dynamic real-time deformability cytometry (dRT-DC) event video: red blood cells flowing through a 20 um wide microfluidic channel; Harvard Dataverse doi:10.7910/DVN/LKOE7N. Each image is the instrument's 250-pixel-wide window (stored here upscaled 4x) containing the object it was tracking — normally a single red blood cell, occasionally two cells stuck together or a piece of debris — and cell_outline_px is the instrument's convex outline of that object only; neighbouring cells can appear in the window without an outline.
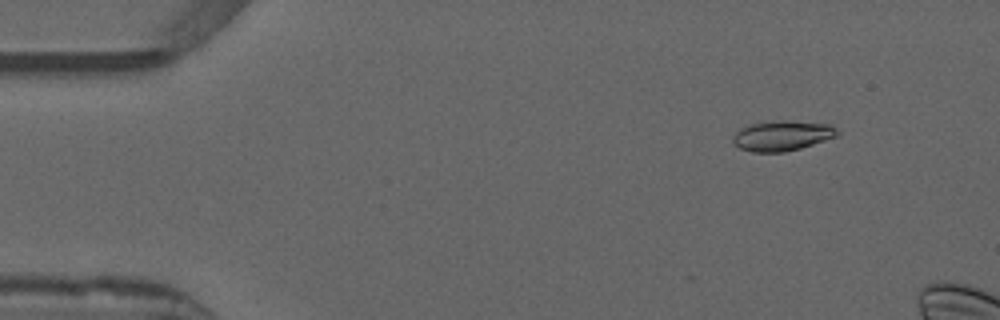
{"species": "common noctule bat (a hibernating species)", "species_latin": "Nyctalus noctula", "temperature_condition": "warm", "stored_images_in_passage": 13, "camera_frame_rate_fps": 3000, "um_per_image_px": 0.085, "animal": {"sex": "male", "forearm_length_mm": 52.5}, "frame": {"image": 1, "passage_image": 6, "time_ms": 1.667, "image_size_px": [1000, 320], "cell_outline_px": [[840, 136], [800, 148], [784, 152], [752, 152], [740, 148], [732, 144], [732, 136], [740, 128], [748, 124], [776, 120], [784, 120], [828, 124], [836, 128], [840, 132]], "centroid_in_image_um": [66.47, 11.53], "position_along_channel_um": 18.5, "area_um2": 18.61}}